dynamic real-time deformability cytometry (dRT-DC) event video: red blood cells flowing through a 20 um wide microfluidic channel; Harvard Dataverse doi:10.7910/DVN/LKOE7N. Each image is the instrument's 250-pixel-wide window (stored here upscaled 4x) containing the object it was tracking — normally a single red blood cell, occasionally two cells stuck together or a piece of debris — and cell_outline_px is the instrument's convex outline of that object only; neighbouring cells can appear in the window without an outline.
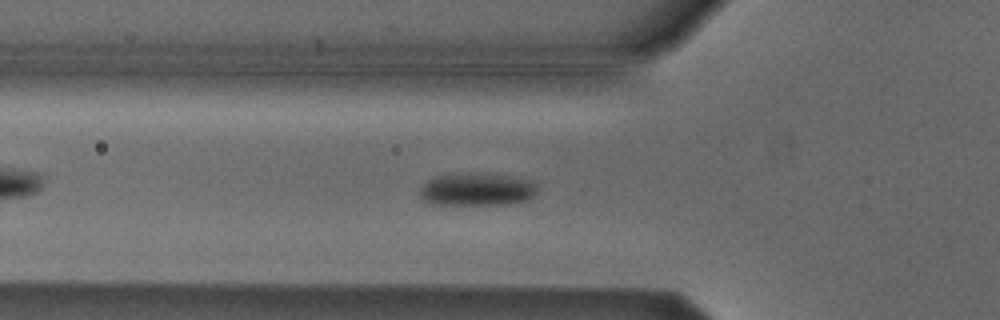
{"species": "Egyptian fruit bat (a non-hibernating species)", "species_latin": "Rousettus aegyptiacus", "temperature_condition": "cold", "stored_images_in_passage": 45, "camera_frame_rate_fps": 3000, "um_per_image_px": 0.085, "animal": {"sex": "male"}, "frame": {"image": 1, "passage_image": 10, "time_ms": 3.0, "image_size_px": [1000, 320], "cell_outline_px": [[536, 192], [528, 200], [512, 204], [428, 204], [420, 196], [420, 184], [424, 180], [436, 176], [508, 176], [532, 180], [536, 184]], "centroid_in_image_um": [40.51, 16.15], "position_along_channel_um": 85.3, "area_um2": 21.68}}
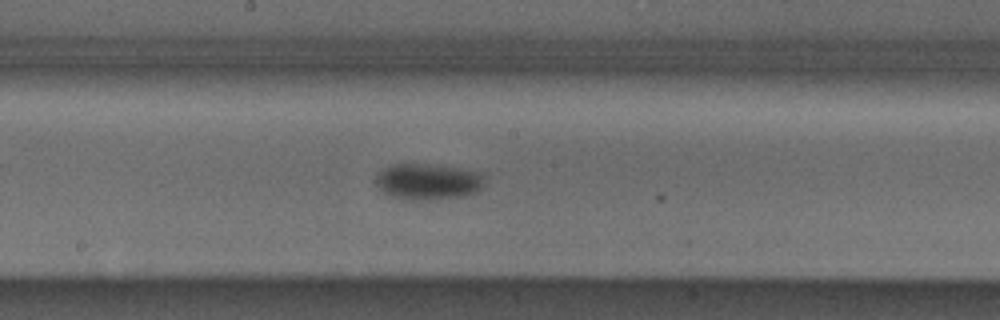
{"frame": {"image": 2, "passage_image": 20, "time_ms": 6.333, "image_size_px": [1000, 320], "cell_outline_px": [[484, 184], [476, 192], [464, 196], [424, 200], [408, 200], [392, 196], [384, 192], [376, 184], [376, 176], [384, 168], [392, 164], [428, 164], [456, 168], [480, 172], [484, 176]], "centroid_in_image_um": [36.38, 15.44], "position_along_channel_um": 211.8, "area_um2": 22.72}}
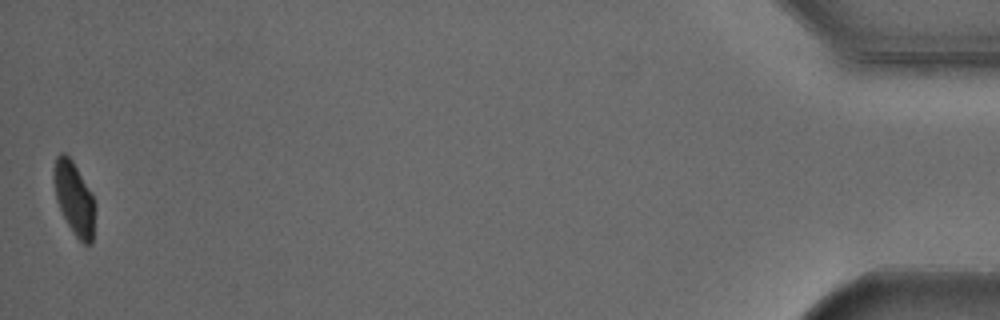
{"frame": {"image": 3, "passage_image": 45, "time_ms": 14.667, "image_size_px": [1000, 320], "cell_outline_px": [[96, 204], [92, 244], [84, 244], [76, 236], [68, 224], [56, 200], [52, 176], [52, 172], [56, 156], [60, 152], [64, 152], [72, 160], [92, 196]], "centroid_in_image_um": [6.29, 16.85], "position_along_channel_um": 428.9, "area_um2": 17.46}, "authors_computed_cell_mechanics": {"area_um2": 21.3282, "velocity_mm_per_s": 3.7896, "shape_relaxation_time_tau1_ms": 2.3869, "shape_relaxation_time_tau2_ms": null, "deformation_change_tau1": 0.1012, "deformation_change_tau2": null}}